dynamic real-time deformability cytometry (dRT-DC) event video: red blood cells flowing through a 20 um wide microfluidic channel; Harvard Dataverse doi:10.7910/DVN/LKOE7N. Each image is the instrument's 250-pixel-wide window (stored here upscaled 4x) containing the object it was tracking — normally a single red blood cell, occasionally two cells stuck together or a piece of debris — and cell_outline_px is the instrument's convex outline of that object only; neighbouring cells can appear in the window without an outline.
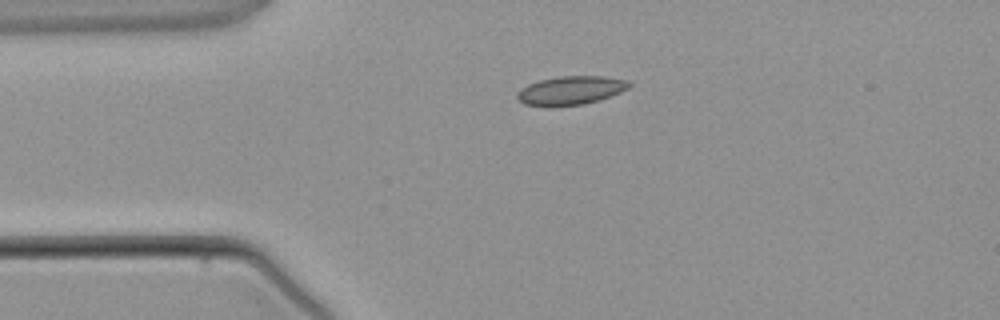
{"species": "common noctule bat (a hibernating species)", "species_latin": "Nyctalus noctula", "temperature_condition": "warm", "stored_images_in_passage": 4, "camera_frame_rate_fps": 3000, "um_per_image_px": 0.085, "animal": {"sex": "male", "body_mass_g": 21.5, "forearm_length_mm": 52.0}, "frame": {"image": 1, "passage_image": 4, "time_ms": 4.333, "image_size_px": [1000, 320], "cell_outline_px": [[632, 84], [628, 88], [620, 92], [584, 104], [548, 108], [524, 104], [516, 96], [516, 92], [520, 88], [528, 84], [540, 80], [560, 76], [604, 76], [628, 80]], "centroid_in_image_um": [48.46, 7.7], "position_along_channel_um": 36.5, "area_um2": 18.9}}